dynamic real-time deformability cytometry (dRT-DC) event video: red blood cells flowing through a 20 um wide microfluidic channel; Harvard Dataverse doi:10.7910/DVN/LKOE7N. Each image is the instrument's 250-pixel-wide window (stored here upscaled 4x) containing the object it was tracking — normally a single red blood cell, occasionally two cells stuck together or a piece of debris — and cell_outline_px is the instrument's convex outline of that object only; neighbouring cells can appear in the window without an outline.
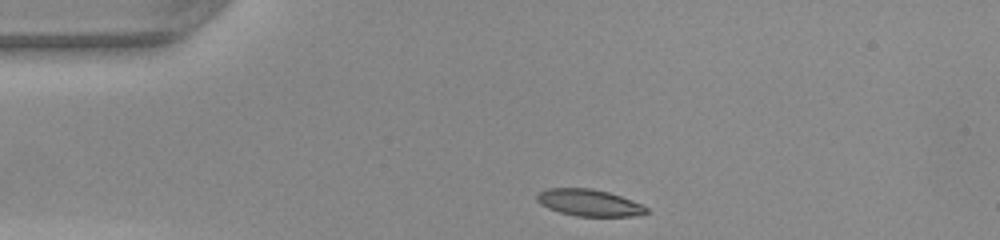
{"species": "common noctule bat (a hibernating species)", "species_latin": "Nyctalus noctula", "temperature_condition": "warm", "stored_images_in_passage": 30, "camera_frame_rate_fps": 3000, "um_per_image_px": 0.085, "animal": {"sex": "female", "body_mass_g": 22.0, "forearm_length_mm": 56.7}, "frame": {"image": 1, "passage_image": 1, "time_ms": 0.0, "image_size_px": [1000, 240], "cell_outline_px": [[648, 212], [636, 216], [576, 216], [560, 212], [548, 208], [540, 204], [536, 200], [536, 196], [540, 192], [548, 188], [592, 188], [608, 192], [632, 200], [648, 208]], "centroid_in_image_um": [50.06, 17.23], "position_along_channel_um": 34.9, "area_um2": 16.99}}
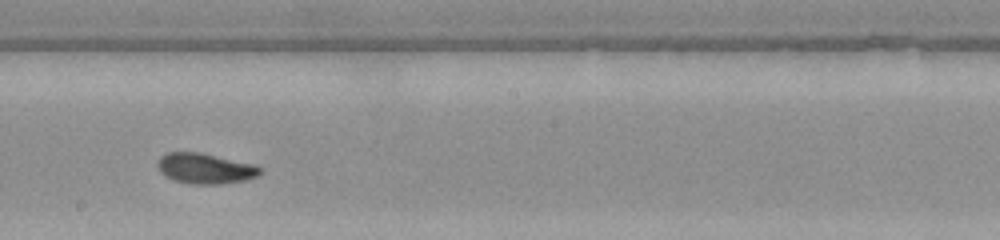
{"frame": {"image": 2, "passage_image": 18, "time_ms": 5.667, "image_size_px": [1000, 240], "cell_outline_px": [[260, 172], [256, 176], [244, 180], [220, 184], [188, 184], [172, 180], [164, 176], [160, 172], [156, 164], [156, 160], [160, 156], [168, 152], [200, 152], [256, 164], [260, 168]], "centroid_in_image_um": [17.37, 14.31], "position_along_channel_um": 230.8, "area_um2": 18.44}}
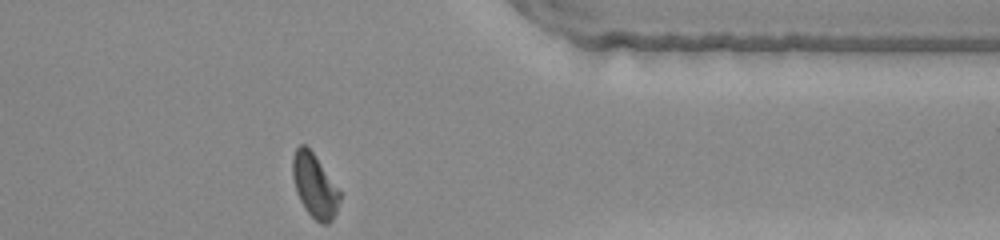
{"frame": {"image": 3, "passage_image": 30, "time_ms": 9.667, "image_size_px": [1000, 240], "cell_outline_px": [[340, 200], [336, 212], [332, 220], [328, 224], [320, 224], [304, 208], [296, 192], [292, 176], [292, 156], [296, 148], [300, 144], [304, 144], [312, 152], [340, 192]], "centroid_in_image_um": [26.71, 15.8], "position_along_channel_um": 384.7, "area_um2": 17.28}, "authors_computed_cell_mechanics": {"area_um2": 17.8891, "velocity_mm_per_s": 4.1954, "shape_relaxation_time_tau1_ms": 4.3141, "shape_relaxation_time_tau2_ms": 1.6188, "deformation_change_tau1": 0.1833, "deformation_change_tau2": 0.0711}}